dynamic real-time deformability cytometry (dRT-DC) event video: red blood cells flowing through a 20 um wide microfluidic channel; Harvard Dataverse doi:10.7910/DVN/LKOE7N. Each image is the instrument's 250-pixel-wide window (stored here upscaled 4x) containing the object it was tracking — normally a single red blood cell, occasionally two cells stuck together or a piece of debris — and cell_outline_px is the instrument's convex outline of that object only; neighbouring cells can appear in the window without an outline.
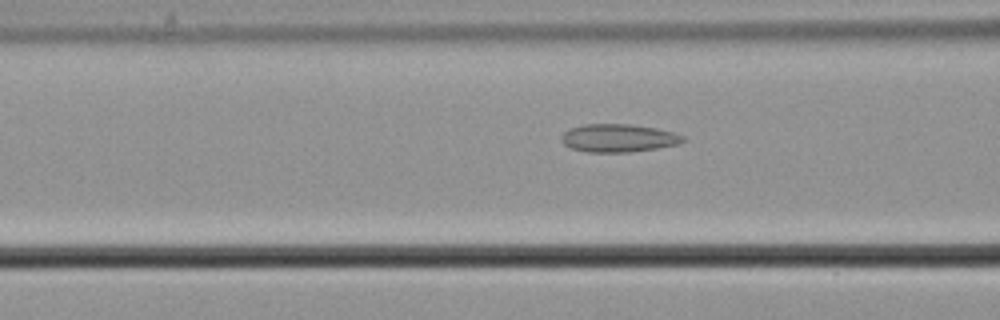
{"species": "common noctule bat (a hibernating species)", "species_latin": "Nyctalus noctula", "temperature_condition": "cold", "stored_images_in_passage": 56, "camera_frame_rate_fps": 3000, "um_per_image_px": 0.085, "animal": {"sex": "male", "body_mass_g": 21.5, "forearm_length_mm": 52.0}, "frame": {"image": 1, "passage_image": 22, "time_ms": 7.0, "image_size_px": [1000, 320], "cell_outline_px": [[688, 140], [680, 144], [632, 152], [588, 152], [572, 148], [564, 144], [560, 140], [560, 136], [564, 132], [572, 128], [584, 124], [632, 124], [656, 128], [672, 132], [684, 136]], "centroid_in_image_um": [52.59, 11.73], "position_along_channel_um": 114.0, "area_um2": 19.94}}
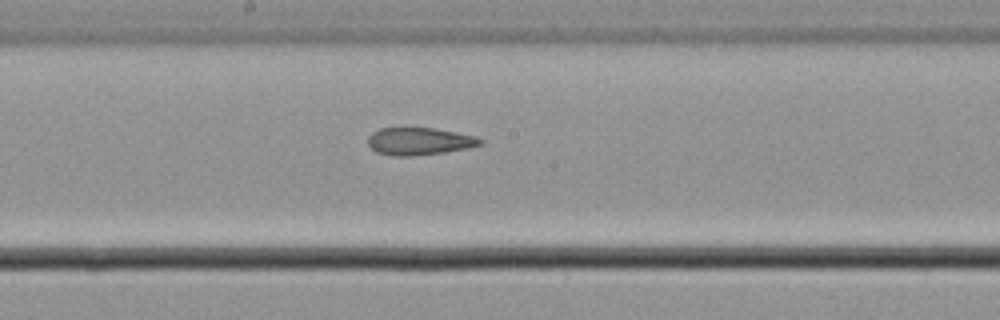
{"frame": {"image": 2, "passage_image": 30, "time_ms": 9.667, "image_size_px": [1000, 320], "cell_outline_px": [[484, 144], [468, 148], [444, 152], [412, 156], [392, 156], [376, 152], [368, 144], [368, 136], [372, 132], [380, 128], [432, 128], [476, 136], [484, 140]], "centroid_in_image_um": [35.65, 12.01], "position_along_channel_um": 212.6, "area_um2": 17.98}}
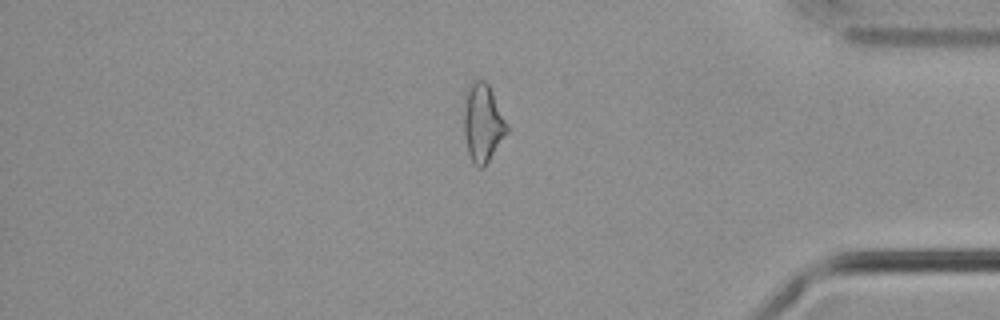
{"frame": {"image": 3, "passage_image": 47, "time_ms": 15.333, "image_size_px": [1000, 320], "cell_outline_px": [[508, 132], [484, 168], [480, 168], [472, 164], [468, 152], [464, 132], [464, 108], [468, 88], [476, 80], [484, 80], [488, 84], [508, 124]], "centroid_in_image_um": [41.05, 10.51], "position_along_channel_um": 394.2, "area_um2": 19.42}, "authors_computed_cell_mechanics": {"area_um2": 20.4323, "velocity_mm_per_s": 3.6927, "shape_relaxation_time_tau1_ms": null, "shape_relaxation_time_tau2_ms": 4.3506, "deformation_change_tau1": null, "deformation_change_tau2": 0.1291}}